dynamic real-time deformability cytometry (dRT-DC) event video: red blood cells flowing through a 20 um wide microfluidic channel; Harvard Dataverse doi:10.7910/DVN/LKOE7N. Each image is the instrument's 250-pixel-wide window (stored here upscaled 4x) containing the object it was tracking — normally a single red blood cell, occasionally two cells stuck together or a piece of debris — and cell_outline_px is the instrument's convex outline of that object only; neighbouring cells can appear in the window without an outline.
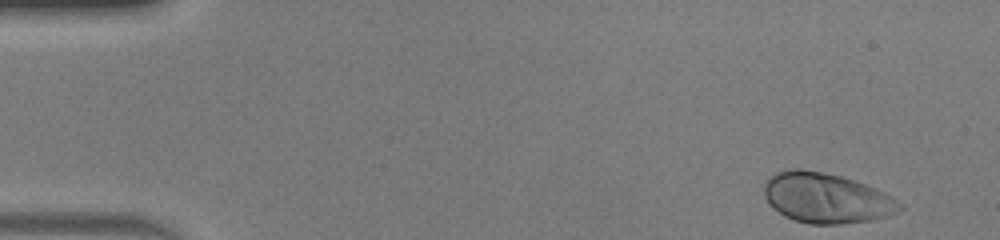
{"species": "human", "species_latin": "Homo sapiens", "temperature_condition": "warm", "stored_images_in_passage": 45, "camera_frame_rate_fps": 3000, "um_per_image_px": 0.085, "donor": {"sex": "male"}, "frame": {"image": 1, "passage_image": 1, "time_ms": 0.0, "image_size_px": [1000, 240], "cell_outline_px": [[904, 208], [900, 212], [872, 220], [840, 224], [808, 224], [784, 216], [772, 208], [768, 204], [764, 196], [764, 184], [776, 172], [788, 168], [800, 168], [824, 172], [840, 176], [876, 188], [892, 196], [904, 204]], "centroid_in_image_um": [70.25, 16.84], "position_along_channel_um": 14.8, "area_um2": 39.94}}
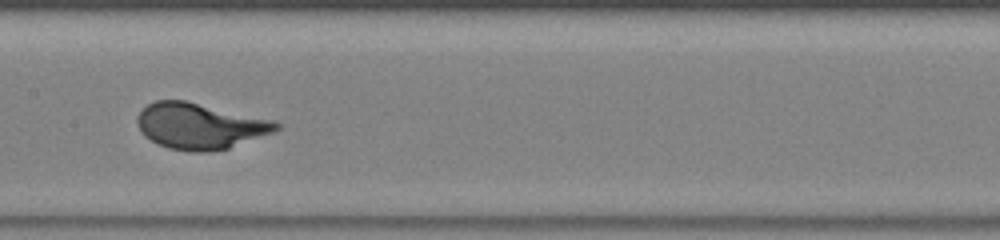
{"frame": {"image": 2, "passage_image": 22, "time_ms": 7.0, "image_size_px": [1000, 240], "cell_outline_px": [[284, 124], [280, 128], [272, 132], [228, 148], [208, 152], [188, 152], [168, 148], [156, 144], [144, 136], [136, 120], [136, 116], [148, 104], [156, 100], [184, 100], [272, 120]], "centroid_in_image_um": [16.96, 10.72], "position_along_channel_um": 190.4, "area_um2": 36.99}}
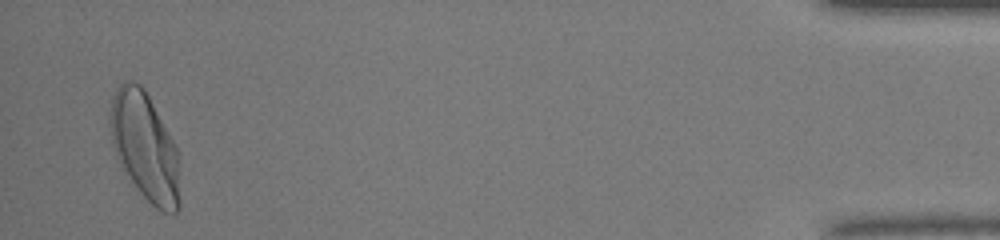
{"frame": {"image": 3, "passage_image": 44, "time_ms": 14.333, "image_size_px": [1000, 240], "cell_outline_px": [[180, 208], [176, 212], [160, 212], [140, 192], [120, 164], [112, 144], [108, 116], [112, 96], [116, 88], [124, 80], [132, 80], [140, 84], [144, 88], [168, 132], [176, 148], [180, 204]], "centroid_in_image_um": [12.28, 12.43], "position_along_channel_um": 422.9, "area_um2": 43.47}, "authors_computed_cell_mechanics": {"area_um2": 36.7608, "velocity_mm_per_s": 4.2855, "shape_relaxation_time_tau1_ms": 2.4905, "shape_relaxation_time_tau2_ms": null, "deformation_change_tau1": 0.2089, "deformation_change_tau2": null}}